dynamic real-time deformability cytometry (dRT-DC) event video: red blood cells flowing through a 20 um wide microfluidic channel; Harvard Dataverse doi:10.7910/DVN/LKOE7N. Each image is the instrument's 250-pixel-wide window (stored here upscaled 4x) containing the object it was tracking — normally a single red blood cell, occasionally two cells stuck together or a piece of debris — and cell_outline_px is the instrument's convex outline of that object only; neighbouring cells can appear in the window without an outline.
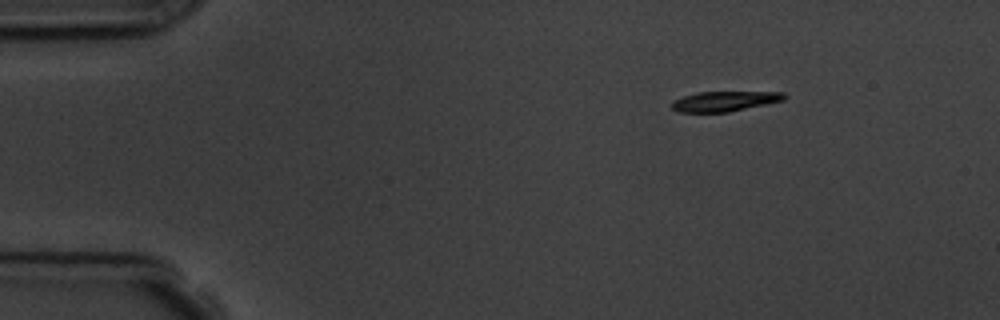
{"species": "common noctule bat (a hibernating species)", "species_latin": "Nyctalus noctula", "temperature_condition": "room temperature", "stored_images_in_passage": 5, "segment_of_instrument_passage": [2, 2], "camera_frame_rate_fps": 3000, "um_per_image_px": 0.085, "animal": {"sex": "male", "body_mass_g": 19.5, "forearm_length_mm": 54.6}, "frame": {"image": 1, "passage_image": 5, "time_ms": 6.333, "image_size_px": [1000, 320], "cell_outline_px": [[788, 96], [784, 100], [728, 112], [680, 112], [672, 108], [672, 100], [696, 92], [784, 92]], "centroid_in_image_um": [61.59, 8.6], "position_along_channel_um": 23.4, "area_um2": 13.06}}